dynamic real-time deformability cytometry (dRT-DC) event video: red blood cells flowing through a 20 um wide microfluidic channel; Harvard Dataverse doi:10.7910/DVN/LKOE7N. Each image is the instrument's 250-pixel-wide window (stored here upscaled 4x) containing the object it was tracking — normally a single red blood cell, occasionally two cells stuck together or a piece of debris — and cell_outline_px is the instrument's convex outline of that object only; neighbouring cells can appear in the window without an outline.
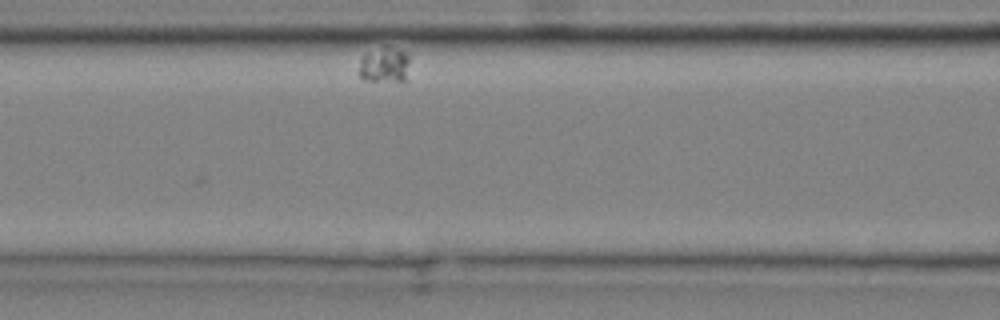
{"species": "common noctule bat (a hibernating species)", "species_latin": "Nyctalus noctula", "temperature_condition": "cold", "stored_images_in_passage": 3, "camera_frame_rate_fps": 3000, "um_per_image_px": 0.085, "animal": {"sex": "male", "body_mass_g": 20.4}, "frame": {"image": 1, "passage_image": 3, "time_ms": 0.667, "image_size_px": [1000, 320], "cell_outline_px": [[408, 60], [404, 84], [364, 80], [360, 76], [360, 56], [384, 48], [388, 48], [404, 52], [408, 56]], "centroid_in_image_um": [32.67, 5.62], "position_along_channel_um": 133.9, "area_um2": 10.29}}